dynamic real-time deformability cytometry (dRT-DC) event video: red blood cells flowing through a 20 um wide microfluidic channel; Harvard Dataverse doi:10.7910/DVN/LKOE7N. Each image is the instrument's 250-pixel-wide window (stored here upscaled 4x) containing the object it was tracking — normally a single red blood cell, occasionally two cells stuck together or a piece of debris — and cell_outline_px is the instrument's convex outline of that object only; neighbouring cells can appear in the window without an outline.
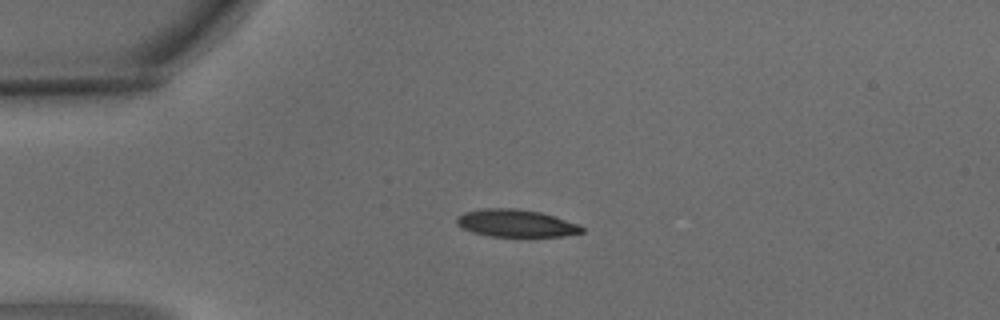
{"species": "common noctule bat (a hibernating species)", "species_latin": "Nyctalus noctula", "temperature_condition": "warm", "stored_images_in_passage": 5, "camera_frame_rate_fps": 3000, "um_per_image_px": 0.085, "animal": {"sex": "male", "body_mass_g": 15.6}, "frame": {"image": 1, "passage_image": 1, "time_ms": 0.0, "image_size_px": [1000, 320], "cell_outline_px": [[584, 232], [564, 236], [492, 236], [472, 232], [456, 224], [456, 216], [464, 212], [484, 208], [516, 208], [540, 212], [580, 224], [584, 228]], "centroid_in_image_um": [43.86, 18.97], "position_along_channel_um": 41.1, "area_um2": 20.0}}
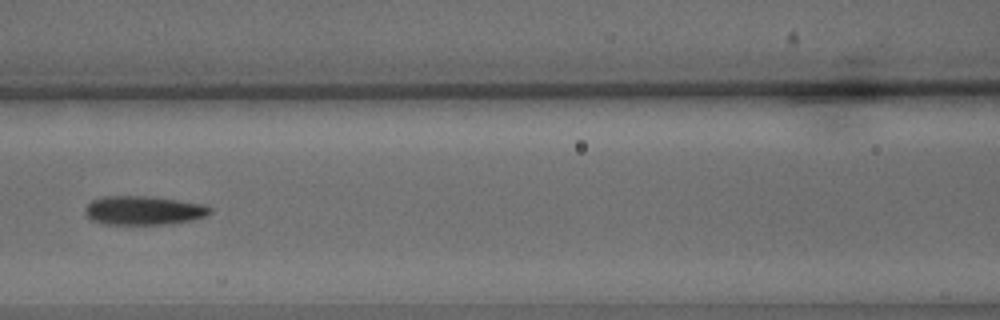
{"frame": {"image": 2, "passage_image": 4, "time_ms": 1.0, "image_size_px": [1000, 320], "cell_outline_px": [[212, 212], [208, 216], [192, 220], [172, 224], [104, 224], [92, 220], [84, 212], [84, 208], [92, 200], [100, 196], [148, 196], [204, 204], [212, 208]], "centroid_in_image_um": [12.22, 17.89], "position_along_channel_um": 154.4, "area_um2": 21.21}}
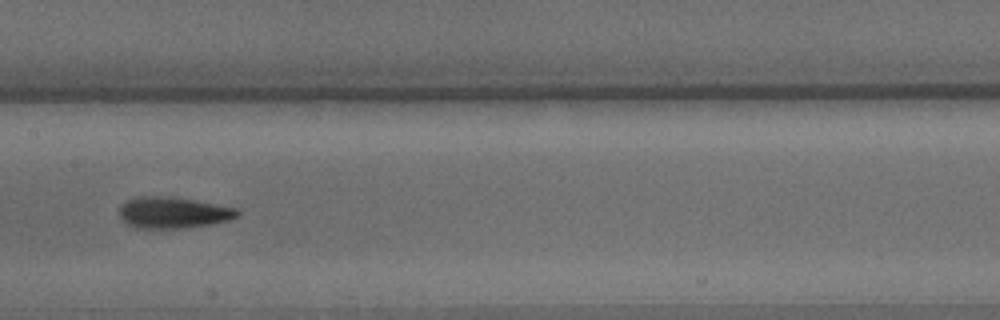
{"frame": {"image": 3, "passage_image": 5, "time_ms": 1.333, "image_size_px": [1000, 320], "cell_outline_px": [[240, 212], [236, 216], [228, 220], [208, 224], [180, 228], [136, 228], [128, 224], [120, 216], [120, 208], [128, 200], [140, 196], [156, 196], [192, 200], [240, 208]], "centroid_in_image_um": [14.73, 18.08], "position_along_channel_um": 192.7, "area_um2": 20.98}}